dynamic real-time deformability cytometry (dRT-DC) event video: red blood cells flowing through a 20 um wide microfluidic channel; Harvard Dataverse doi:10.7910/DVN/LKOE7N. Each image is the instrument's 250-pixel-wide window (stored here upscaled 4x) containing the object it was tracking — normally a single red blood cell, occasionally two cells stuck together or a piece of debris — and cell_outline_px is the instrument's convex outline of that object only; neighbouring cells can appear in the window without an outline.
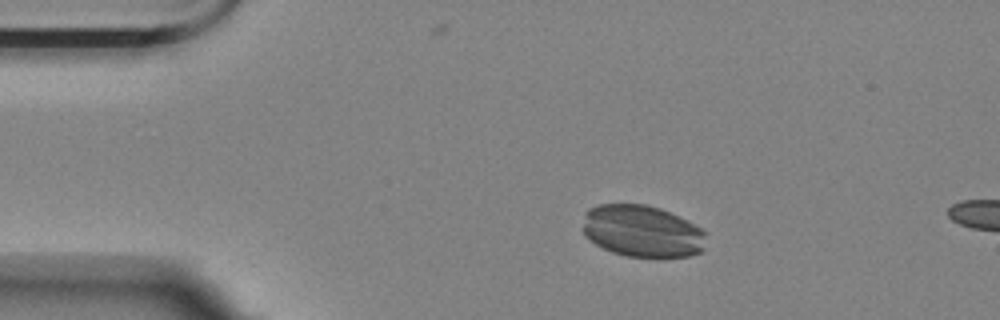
{"species": "Egyptian fruit bat (a non-hibernating species)", "species_latin": "Rousettus aegyptiacus", "temperature_condition": "room temperature", "stored_images_in_passage": 13, "camera_frame_rate_fps": 3000, "um_per_image_px": 0.085, "animal": {"sex": "female"}, "frame": {"image": 1, "passage_image": 9, "time_ms": 2.667, "image_size_px": [1000, 320], "cell_outline_px": [[708, 232], [704, 252], [688, 256], [624, 256], [612, 252], [596, 244], [584, 236], [580, 228], [584, 212], [588, 208], [600, 204], [648, 204], [660, 208]], "centroid_in_image_um": [54.55, 19.64], "position_along_channel_um": 30.5, "area_um2": 37.74}}